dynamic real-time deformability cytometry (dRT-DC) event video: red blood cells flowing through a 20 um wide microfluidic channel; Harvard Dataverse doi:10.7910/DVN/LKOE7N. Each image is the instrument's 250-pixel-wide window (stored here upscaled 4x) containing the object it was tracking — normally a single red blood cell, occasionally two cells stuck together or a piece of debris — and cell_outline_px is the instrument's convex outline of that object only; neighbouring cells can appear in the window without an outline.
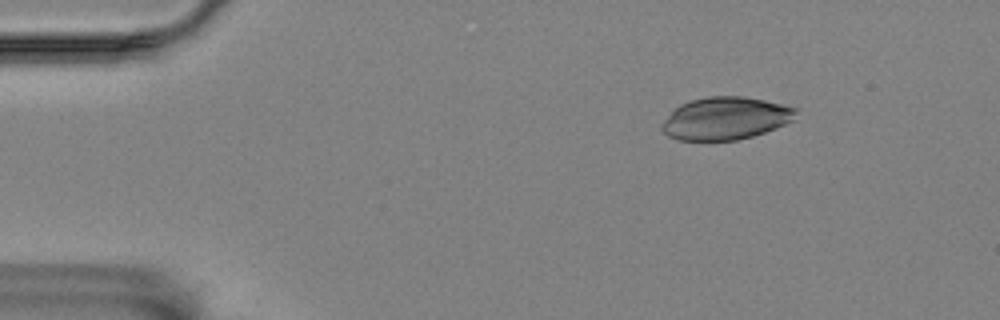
{"species": "Egyptian fruit bat (a non-hibernating species)", "species_latin": "Rousettus aegyptiacus", "temperature_condition": "room temperature", "stored_images_in_passage": 11, "camera_frame_rate_fps": 3000, "um_per_image_px": 0.085, "animal": {"sex": "female"}, "frame": {"image": 1, "passage_image": 2, "time_ms": 2.0, "image_size_px": [1000, 320], "cell_outline_px": [[800, 108], [792, 120], [784, 124], [764, 132], [752, 136], [736, 140], [680, 140], [668, 136], [660, 128], [660, 124], [680, 104], [688, 100], [708, 96], [744, 96], [764, 100]], "centroid_in_image_um": [61.66, 10.05], "position_along_channel_um": 23.3, "area_um2": 33.23}}
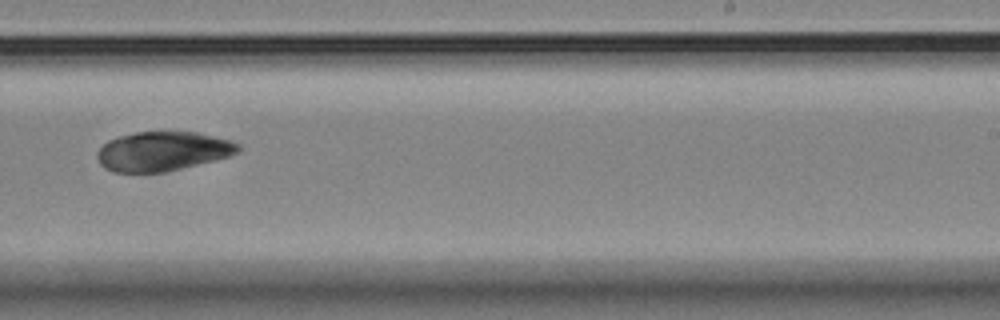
{"frame": {"image": 2, "passage_image": 10, "time_ms": 11.333, "image_size_px": [1000, 320], "cell_outline_px": [[240, 148], [236, 152], [228, 156], [164, 172], [112, 172], [104, 168], [100, 164], [96, 156], [96, 152], [108, 140], [120, 136], [136, 132], [196, 132], [232, 140], [240, 144]], "centroid_in_image_um": [13.79, 12.85], "position_along_channel_um": 275.2, "area_um2": 32.02}}
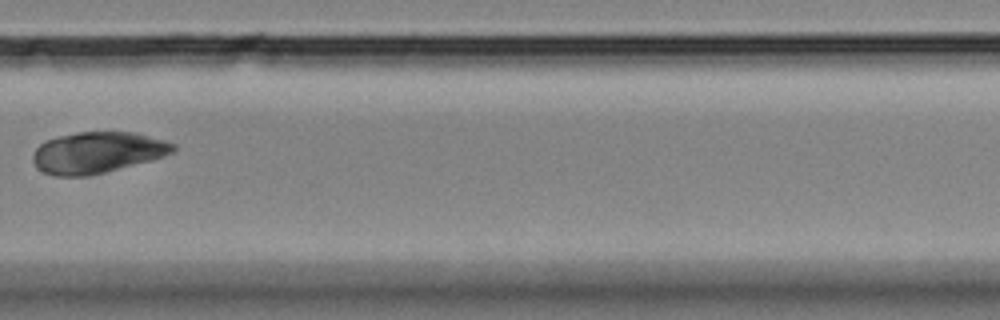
{"frame": {"image": 3, "passage_image": 11, "time_ms": 12.667, "image_size_px": [1000, 320], "cell_outline_px": [[176, 152], [152, 160], [88, 176], [52, 176], [36, 168], [32, 160], [32, 152], [44, 140], [56, 136], [76, 132], [136, 132], [164, 140], [176, 144]], "centroid_in_image_um": [8.26, 12.96], "position_along_channel_um": 321.5, "area_um2": 34.1}}